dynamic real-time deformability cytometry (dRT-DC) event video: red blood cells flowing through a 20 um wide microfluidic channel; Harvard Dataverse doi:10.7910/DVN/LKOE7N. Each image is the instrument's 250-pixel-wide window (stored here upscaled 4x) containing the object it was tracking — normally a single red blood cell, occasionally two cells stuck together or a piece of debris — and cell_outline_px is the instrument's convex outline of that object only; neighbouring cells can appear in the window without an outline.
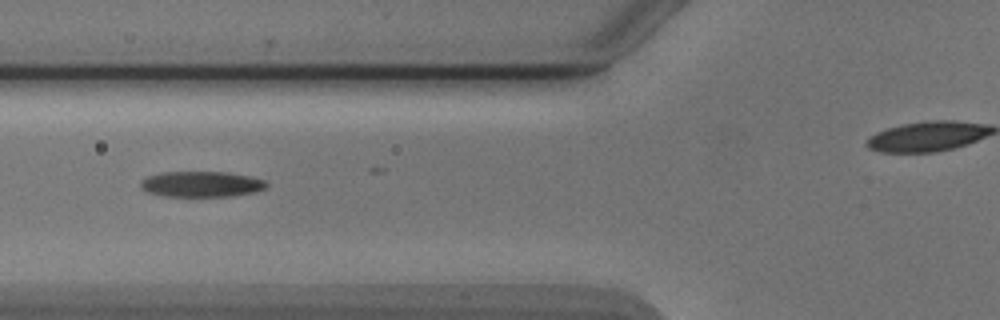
{"species": "Egyptian fruit bat (a non-hibernating species)", "species_latin": "Rousettus aegyptiacus", "temperature_condition": "cold", "stored_images_in_passage": 8, "segment_of_instrument_passage": [1, 2], "camera_frame_rate_fps": 3000, "um_per_image_px": 0.085, "animal": {"sex": "male"}, "frame": {"image": 1, "passage_image": 6, "time_ms": 5.667, "image_size_px": [1000, 320], "cell_outline_px": [[268, 188], [256, 192], [232, 196], [164, 196], [144, 192], [140, 188], [140, 180], [148, 176], [160, 172], [228, 172], [248, 176], [264, 180], [268, 184]], "centroid_in_image_um": [17.09, 15.65], "position_along_channel_um": 108.7, "area_um2": 19.07}}
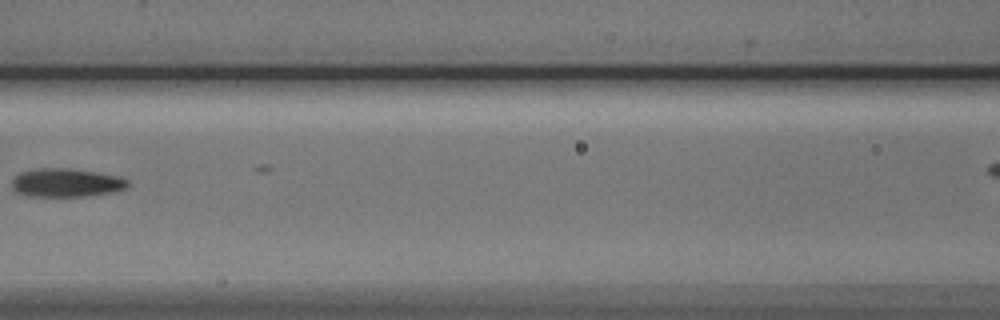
{"frame": {"image": 2, "passage_image": 7, "time_ms": 7.0, "image_size_px": [1000, 320], "cell_outline_px": [[128, 188], [116, 192], [88, 196], [24, 196], [12, 192], [12, 180], [20, 172], [36, 168], [72, 168], [120, 176], [128, 180]], "centroid_in_image_um": [5.62, 15.54], "position_along_channel_um": 161.0, "area_um2": 19.71}}